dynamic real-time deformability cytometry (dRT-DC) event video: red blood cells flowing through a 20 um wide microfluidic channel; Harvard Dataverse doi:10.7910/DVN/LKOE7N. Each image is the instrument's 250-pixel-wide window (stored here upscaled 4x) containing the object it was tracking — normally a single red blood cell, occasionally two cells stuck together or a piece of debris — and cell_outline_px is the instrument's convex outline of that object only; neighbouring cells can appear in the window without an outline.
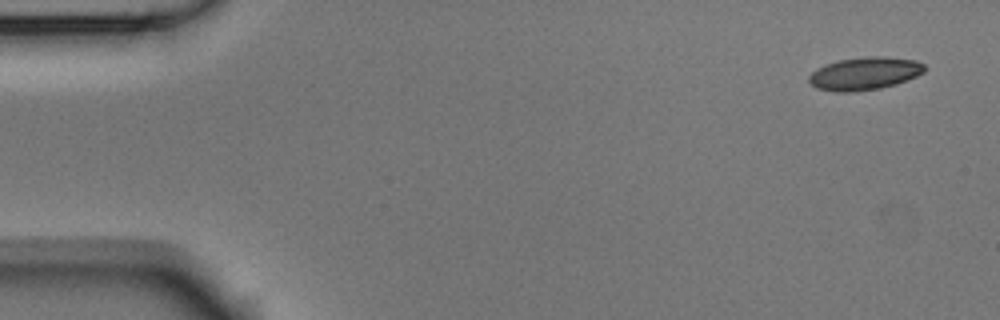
{"species": "Egyptian fruit bat (a non-hibernating species)", "species_latin": "Rousettus aegyptiacus", "temperature_condition": "room temperature", "stored_images_in_passage": 8, "camera_frame_rate_fps": 3000, "um_per_image_px": 0.085, "animal": {"sex": "male"}, "frame": {"image": 1, "passage_image": 1, "time_ms": 0.0, "image_size_px": [1000, 320], "cell_outline_px": [[924, 72], [916, 76], [896, 84], [880, 88], [852, 92], [836, 92], [816, 88], [808, 80], [808, 76], [816, 68], [824, 64], [836, 60], [868, 56], [884, 56], [916, 60], [924, 64]], "centroid_in_image_um": [73.46, 6.24], "position_along_channel_um": 11.5, "area_um2": 22.25}}
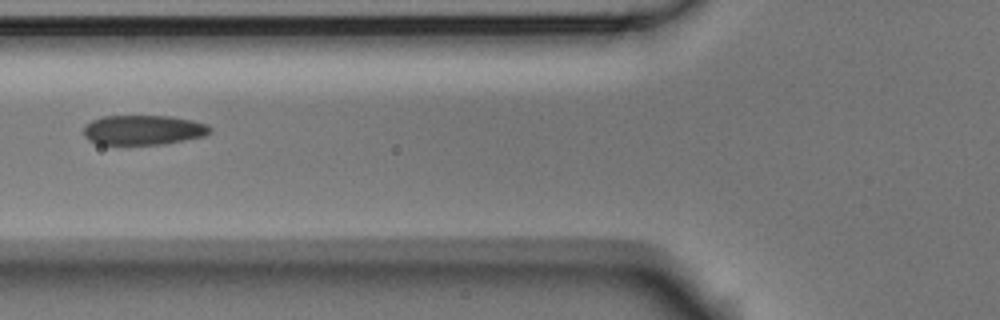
{"frame": {"image": 2, "passage_image": 6, "time_ms": 1.667, "image_size_px": [1000, 320], "cell_outline_px": [[212, 132], [204, 136], [164, 144], [96, 144], [88, 140], [84, 136], [84, 128], [92, 120], [104, 116], [172, 116], [192, 120], [208, 124], [212, 128]], "centroid_in_image_um": [12.21, 11.05], "position_along_channel_um": 113.6, "area_um2": 21.96}}
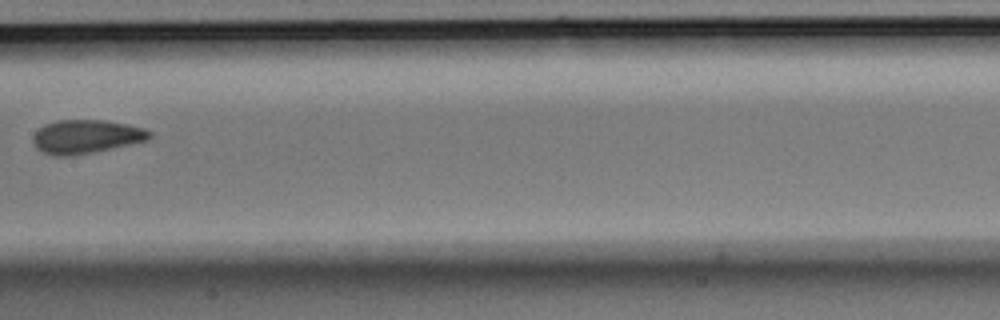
{"frame": {"image": 3, "passage_image": 8, "time_ms": 2.333, "image_size_px": [1000, 320], "cell_outline_px": [[152, 136], [148, 140], [92, 152], [68, 156], [52, 156], [36, 148], [32, 140], [32, 136], [44, 124], [56, 120], [104, 120], [128, 124], [144, 128], [152, 132]], "centroid_in_image_um": [7.31, 11.6], "position_along_channel_um": 200.1, "area_um2": 22.83}}